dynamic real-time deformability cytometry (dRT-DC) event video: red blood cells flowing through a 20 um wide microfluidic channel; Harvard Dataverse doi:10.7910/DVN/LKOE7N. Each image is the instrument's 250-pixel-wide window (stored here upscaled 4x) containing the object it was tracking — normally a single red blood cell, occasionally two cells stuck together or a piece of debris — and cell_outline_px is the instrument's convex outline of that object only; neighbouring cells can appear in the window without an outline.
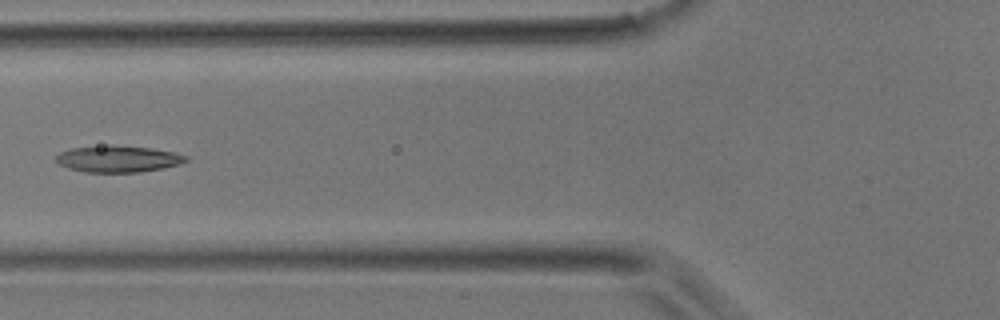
{"species": "common noctule bat (a hibernating species)", "species_latin": "Nyctalus noctula", "temperature_condition": "room temperature", "stored_images_in_passage": 5, "camera_frame_rate_fps": 3000, "um_per_image_px": 0.085, "animal": {"sex": "male", "body_mass_g": 17.9}, "frame": {"image": 1, "passage_image": 4, "time_ms": 1.0, "image_size_px": [1000, 320], "cell_outline_px": [[188, 160], [180, 164], [140, 172], [84, 172], [68, 168], [60, 164], [56, 160], [56, 156], [60, 152], [72, 148], [112, 144], [152, 148], [172, 152], [188, 156]], "centroid_in_image_um": [10.03, 13.49], "position_along_channel_um": 115.8, "area_um2": 20.11}}
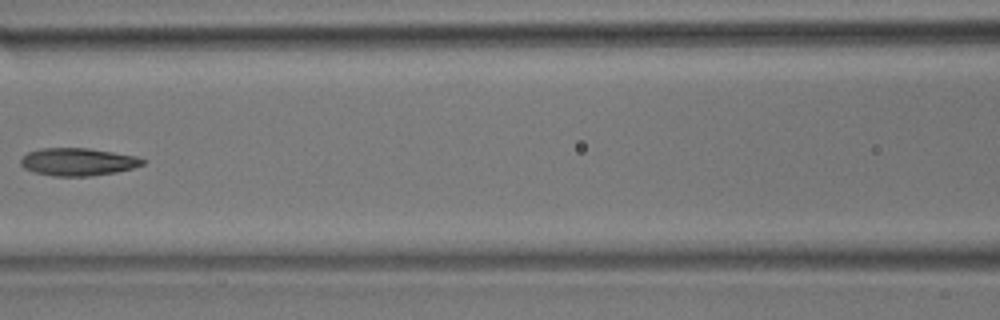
{"frame": {"image": 2, "passage_image": 5, "time_ms": 1.333, "image_size_px": [1000, 320], "cell_outline_px": [[148, 160], [144, 164], [132, 168], [116, 172], [92, 176], [52, 176], [36, 172], [24, 168], [20, 164], [20, 160], [28, 152], [40, 148], [88, 148], [136, 156]], "centroid_in_image_um": [6.64, 13.75], "position_along_channel_um": 160.0, "area_um2": 19.65}}